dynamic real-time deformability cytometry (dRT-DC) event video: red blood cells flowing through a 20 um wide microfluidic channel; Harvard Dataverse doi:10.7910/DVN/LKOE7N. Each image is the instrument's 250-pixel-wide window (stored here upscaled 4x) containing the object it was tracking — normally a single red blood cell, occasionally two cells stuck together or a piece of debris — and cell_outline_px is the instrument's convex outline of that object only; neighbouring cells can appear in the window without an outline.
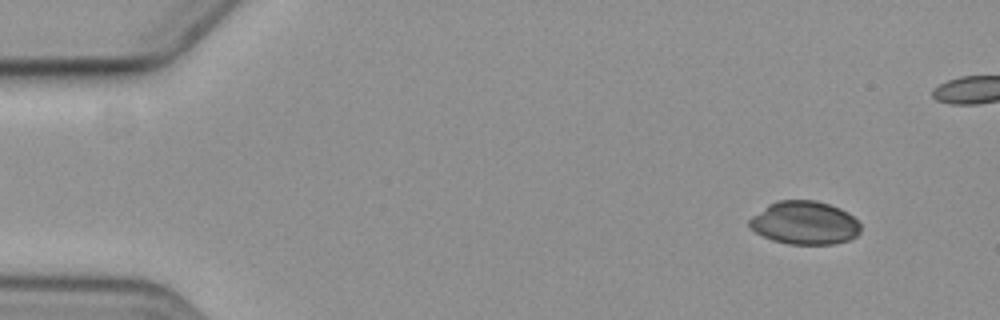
{"species": "common noctule bat (a hibernating species)", "species_latin": "Nyctalus noctula", "temperature_condition": "cold", "stored_images_in_passage": 4, "camera_frame_rate_fps": 3000, "um_per_image_px": 0.085, "animal": {"sex": "female", "body_mass_g": 19.3, "forearm_length_mm": 54.1}, "frame": {"image": 1, "passage_image": 1, "time_ms": 0.0, "image_size_px": [1000, 320], "cell_outline_px": [[860, 232], [856, 236], [848, 240], [832, 244], [788, 244], [772, 240], [756, 232], [748, 224], [748, 220], [752, 216], [768, 204], [780, 200], [816, 200], [840, 208], [848, 212], [860, 224]], "centroid_in_image_um": [68.39, 18.94], "position_along_channel_um": 16.6, "area_um2": 27.98}}